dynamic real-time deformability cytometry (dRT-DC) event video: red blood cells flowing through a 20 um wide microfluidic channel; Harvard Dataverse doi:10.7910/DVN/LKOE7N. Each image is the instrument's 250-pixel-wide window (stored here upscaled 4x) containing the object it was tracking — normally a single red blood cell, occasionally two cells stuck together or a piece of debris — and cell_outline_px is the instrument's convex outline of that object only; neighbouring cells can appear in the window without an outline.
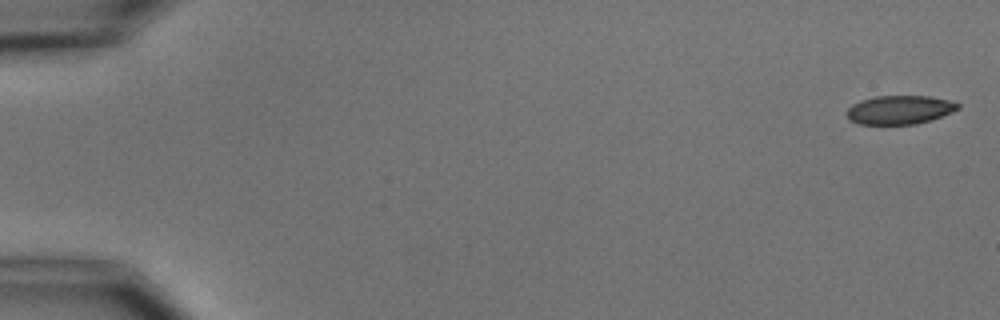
{"species": "common noctule bat (a hibernating species)", "species_latin": "Nyctalus noctula", "temperature_condition": "cold", "stored_images_in_passage": 8, "camera_frame_rate_fps": 3000, "um_per_image_px": 0.085, "animal": {"sex": "male", "body_mass_g": 15.6}, "frame": {"image": 1, "passage_image": 1, "time_ms": 0.0, "image_size_px": [1000, 320], "cell_outline_px": [[960, 108], [952, 112], [932, 120], [916, 124], [860, 124], [848, 120], [848, 108], [852, 104], [860, 100], [876, 96], [928, 96], [948, 100], [960, 104]], "centroid_in_image_um": [76.47, 9.33], "position_along_channel_um": 8.5, "area_um2": 18.61}}
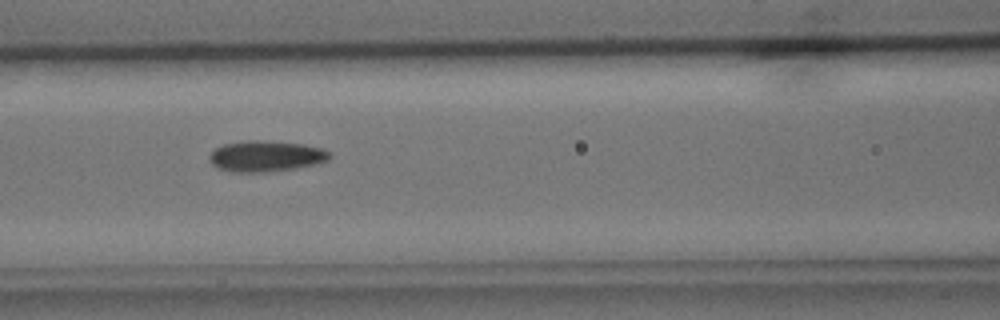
{"frame": {"image": 2, "passage_image": 7, "time_ms": 7.667, "image_size_px": [1000, 320], "cell_outline_px": [[332, 156], [328, 160], [296, 168], [256, 172], [236, 172], [220, 168], [212, 164], [208, 160], [208, 156], [216, 148], [224, 144], [244, 140], [256, 140], [304, 144], [324, 148]], "centroid_in_image_um": [22.59, 13.26], "position_along_channel_um": 144.0, "area_um2": 21.39}}
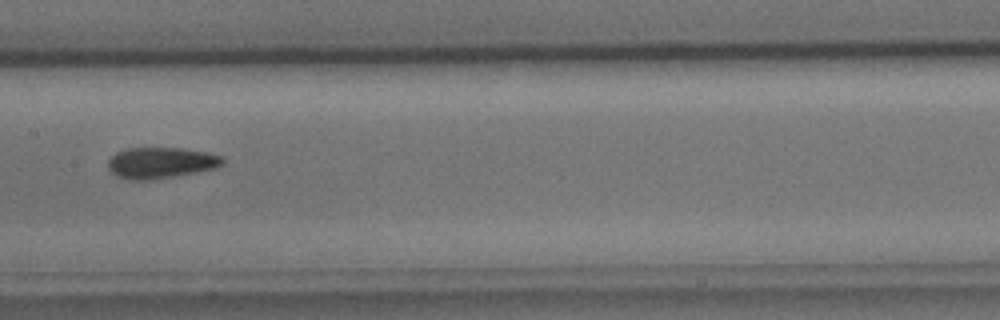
{"frame": {"image": 3, "passage_image": 8, "time_ms": 9.0, "image_size_px": [1000, 320], "cell_outline_px": [[224, 164], [216, 168], [172, 176], [148, 180], [132, 180], [116, 176], [108, 168], [108, 160], [116, 152], [128, 148], [180, 148], [204, 152], [220, 156], [224, 160]], "centroid_in_image_um": [13.64, 13.83], "position_along_channel_um": 193.8, "area_um2": 20.46}}